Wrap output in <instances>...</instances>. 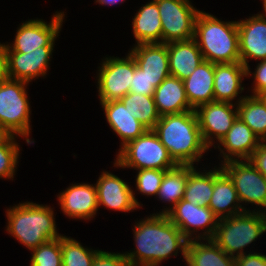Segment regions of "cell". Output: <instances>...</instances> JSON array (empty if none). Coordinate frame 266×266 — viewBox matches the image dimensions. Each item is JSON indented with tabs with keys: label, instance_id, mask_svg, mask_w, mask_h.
<instances>
[{
	"label": "cell",
	"instance_id": "42",
	"mask_svg": "<svg viewBox=\"0 0 266 266\" xmlns=\"http://www.w3.org/2000/svg\"><path fill=\"white\" fill-rule=\"evenodd\" d=\"M13 136V133L0 124V145L6 144Z\"/></svg>",
	"mask_w": 266,
	"mask_h": 266
},
{
	"label": "cell",
	"instance_id": "18",
	"mask_svg": "<svg viewBox=\"0 0 266 266\" xmlns=\"http://www.w3.org/2000/svg\"><path fill=\"white\" fill-rule=\"evenodd\" d=\"M152 85L158 87L170 74L167 44H139L129 51Z\"/></svg>",
	"mask_w": 266,
	"mask_h": 266
},
{
	"label": "cell",
	"instance_id": "31",
	"mask_svg": "<svg viewBox=\"0 0 266 266\" xmlns=\"http://www.w3.org/2000/svg\"><path fill=\"white\" fill-rule=\"evenodd\" d=\"M120 101L148 130H153L160 119L153 96L129 92Z\"/></svg>",
	"mask_w": 266,
	"mask_h": 266
},
{
	"label": "cell",
	"instance_id": "26",
	"mask_svg": "<svg viewBox=\"0 0 266 266\" xmlns=\"http://www.w3.org/2000/svg\"><path fill=\"white\" fill-rule=\"evenodd\" d=\"M198 241H188L187 266H236L235 257L227 255L212 239L206 240V243L201 242V239Z\"/></svg>",
	"mask_w": 266,
	"mask_h": 266
},
{
	"label": "cell",
	"instance_id": "11",
	"mask_svg": "<svg viewBox=\"0 0 266 266\" xmlns=\"http://www.w3.org/2000/svg\"><path fill=\"white\" fill-rule=\"evenodd\" d=\"M166 215L188 240H192V238L204 241L212 239L219 221L209 207L193 205L184 199H181ZM200 229H203V235L195 233ZM194 233L195 237L192 235Z\"/></svg>",
	"mask_w": 266,
	"mask_h": 266
},
{
	"label": "cell",
	"instance_id": "1",
	"mask_svg": "<svg viewBox=\"0 0 266 266\" xmlns=\"http://www.w3.org/2000/svg\"><path fill=\"white\" fill-rule=\"evenodd\" d=\"M133 231L136 250L124 253L132 266H159L179 252L186 260L189 240L166 214H152L138 221Z\"/></svg>",
	"mask_w": 266,
	"mask_h": 266
},
{
	"label": "cell",
	"instance_id": "25",
	"mask_svg": "<svg viewBox=\"0 0 266 266\" xmlns=\"http://www.w3.org/2000/svg\"><path fill=\"white\" fill-rule=\"evenodd\" d=\"M215 63L203 61L188 78L183 80L185 94L190 106H198L214 101Z\"/></svg>",
	"mask_w": 266,
	"mask_h": 266
},
{
	"label": "cell",
	"instance_id": "2",
	"mask_svg": "<svg viewBox=\"0 0 266 266\" xmlns=\"http://www.w3.org/2000/svg\"><path fill=\"white\" fill-rule=\"evenodd\" d=\"M153 131L177 165H194L208 151L195 110L160 116Z\"/></svg>",
	"mask_w": 266,
	"mask_h": 266
},
{
	"label": "cell",
	"instance_id": "3",
	"mask_svg": "<svg viewBox=\"0 0 266 266\" xmlns=\"http://www.w3.org/2000/svg\"><path fill=\"white\" fill-rule=\"evenodd\" d=\"M6 213V231L29 250L62 236L56 230L54 212L48 205L19 203Z\"/></svg>",
	"mask_w": 266,
	"mask_h": 266
},
{
	"label": "cell",
	"instance_id": "35",
	"mask_svg": "<svg viewBox=\"0 0 266 266\" xmlns=\"http://www.w3.org/2000/svg\"><path fill=\"white\" fill-rule=\"evenodd\" d=\"M165 170L141 169L136 176L137 190L147 196H157Z\"/></svg>",
	"mask_w": 266,
	"mask_h": 266
},
{
	"label": "cell",
	"instance_id": "10",
	"mask_svg": "<svg viewBox=\"0 0 266 266\" xmlns=\"http://www.w3.org/2000/svg\"><path fill=\"white\" fill-rule=\"evenodd\" d=\"M220 166L232 179L240 203L266 208V177L249 160L227 161Z\"/></svg>",
	"mask_w": 266,
	"mask_h": 266
},
{
	"label": "cell",
	"instance_id": "41",
	"mask_svg": "<svg viewBox=\"0 0 266 266\" xmlns=\"http://www.w3.org/2000/svg\"><path fill=\"white\" fill-rule=\"evenodd\" d=\"M9 79L7 54L5 44L0 43V83Z\"/></svg>",
	"mask_w": 266,
	"mask_h": 266
},
{
	"label": "cell",
	"instance_id": "38",
	"mask_svg": "<svg viewBox=\"0 0 266 266\" xmlns=\"http://www.w3.org/2000/svg\"><path fill=\"white\" fill-rule=\"evenodd\" d=\"M254 76V89L253 96H263L266 94V60H261L256 66L253 73Z\"/></svg>",
	"mask_w": 266,
	"mask_h": 266
},
{
	"label": "cell",
	"instance_id": "27",
	"mask_svg": "<svg viewBox=\"0 0 266 266\" xmlns=\"http://www.w3.org/2000/svg\"><path fill=\"white\" fill-rule=\"evenodd\" d=\"M132 25L137 45L162 43V24L158 5L154 0L139 9Z\"/></svg>",
	"mask_w": 266,
	"mask_h": 266
},
{
	"label": "cell",
	"instance_id": "24",
	"mask_svg": "<svg viewBox=\"0 0 266 266\" xmlns=\"http://www.w3.org/2000/svg\"><path fill=\"white\" fill-rule=\"evenodd\" d=\"M153 99L160 116L194 110L187 100L184 82L172 75L156 87Z\"/></svg>",
	"mask_w": 266,
	"mask_h": 266
},
{
	"label": "cell",
	"instance_id": "32",
	"mask_svg": "<svg viewBox=\"0 0 266 266\" xmlns=\"http://www.w3.org/2000/svg\"><path fill=\"white\" fill-rule=\"evenodd\" d=\"M100 251L85 248L75 239L61 236L62 266H92Z\"/></svg>",
	"mask_w": 266,
	"mask_h": 266
},
{
	"label": "cell",
	"instance_id": "43",
	"mask_svg": "<svg viewBox=\"0 0 266 266\" xmlns=\"http://www.w3.org/2000/svg\"><path fill=\"white\" fill-rule=\"evenodd\" d=\"M123 3L124 0H96L95 3H99V4H102V5H114V4H118V3Z\"/></svg>",
	"mask_w": 266,
	"mask_h": 266
},
{
	"label": "cell",
	"instance_id": "33",
	"mask_svg": "<svg viewBox=\"0 0 266 266\" xmlns=\"http://www.w3.org/2000/svg\"><path fill=\"white\" fill-rule=\"evenodd\" d=\"M31 252L30 266H62L61 237L39 245Z\"/></svg>",
	"mask_w": 266,
	"mask_h": 266
},
{
	"label": "cell",
	"instance_id": "14",
	"mask_svg": "<svg viewBox=\"0 0 266 266\" xmlns=\"http://www.w3.org/2000/svg\"><path fill=\"white\" fill-rule=\"evenodd\" d=\"M54 46H42L33 51H6L10 79L31 82L46 76Z\"/></svg>",
	"mask_w": 266,
	"mask_h": 266
},
{
	"label": "cell",
	"instance_id": "22",
	"mask_svg": "<svg viewBox=\"0 0 266 266\" xmlns=\"http://www.w3.org/2000/svg\"><path fill=\"white\" fill-rule=\"evenodd\" d=\"M243 77H247V68L241 62L215 63L214 101L233 103L244 90Z\"/></svg>",
	"mask_w": 266,
	"mask_h": 266
},
{
	"label": "cell",
	"instance_id": "23",
	"mask_svg": "<svg viewBox=\"0 0 266 266\" xmlns=\"http://www.w3.org/2000/svg\"><path fill=\"white\" fill-rule=\"evenodd\" d=\"M110 128L120 137L121 146L137 139L148 129L126 109L120 100L100 102Z\"/></svg>",
	"mask_w": 266,
	"mask_h": 266
},
{
	"label": "cell",
	"instance_id": "19",
	"mask_svg": "<svg viewBox=\"0 0 266 266\" xmlns=\"http://www.w3.org/2000/svg\"><path fill=\"white\" fill-rule=\"evenodd\" d=\"M260 142L250 127L237 117L230 130L217 144L224 158L221 162L249 160ZM219 146H223L224 149Z\"/></svg>",
	"mask_w": 266,
	"mask_h": 266
},
{
	"label": "cell",
	"instance_id": "39",
	"mask_svg": "<svg viewBox=\"0 0 266 266\" xmlns=\"http://www.w3.org/2000/svg\"><path fill=\"white\" fill-rule=\"evenodd\" d=\"M249 161L266 177V141H261Z\"/></svg>",
	"mask_w": 266,
	"mask_h": 266
},
{
	"label": "cell",
	"instance_id": "40",
	"mask_svg": "<svg viewBox=\"0 0 266 266\" xmlns=\"http://www.w3.org/2000/svg\"><path fill=\"white\" fill-rule=\"evenodd\" d=\"M236 266H266V255L248 253L235 257Z\"/></svg>",
	"mask_w": 266,
	"mask_h": 266
},
{
	"label": "cell",
	"instance_id": "16",
	"mask_svg": "<svg viewBox=\"0 0 266 266\" xmlns=\"http://www.w3.org/2000/svg\"><path fill=\"white\" fill-rule=\"evenodd\" d=\"M95 185L98 206L103 205L121 212H130L141 207L129 185L110 172L103 171Z\"/></svg>",
	"mask_w": 266,
	"mask_h": 266
},
{
	"label": "cell",
	"instance_id": "5",
	"mask_svg": "<svg viewBox=\"0 0 266 266\" xmlns=\"http://www.w3.org/2000/svg\"><path fill=\"white\" fill-rule=\"evenodd\" d=\"M255 210L219 219L212 240L227 255H244L243 248L266 232V213Z\"/></svg>",
	"mask_w": 266,
	"mask_h": 266
},
{
	"label": "cell",
	"instance_id": "12",
	"mask_svg": "<svg viewBox=\"0 0 266 266\" xmlns=\"http://www.w3.org/2000/svg\"><path fill=\"white\" fill-rule=\"evenodd\" d=\"M195 113L202 139L208 148L213 146L215 138L219 142L227 134L238 117L237 103L233 105L221 101L202 104L195 109Z\"/></svg>",
	"mask_w": 266,
	"mask_h": 266
},
{
	"label": "cell",
	"instance_id": "36",
	"mask_svg": "<svg viewBox=\"0 0 266 266\" xmlns=\"http://www.w3.org/2000/svg\"><path fill=\"white\" fill-rule=\"evenodd\" d=\"M155 89L156 88L152 85L149 78L144 74V71L140 69L136 64L129 92L153 96Z\"/></svg>",
	"mask_w": 266,
	"mask_h": 266
},
{
	"label": "cell",
	"instance_id": "21",
	"mask_svg": "<svg viewBox=\"0 0 266 266\" xmlns=\"http://www.w3.org/2000/svg\"><path fill=\"white\" fill-rule=\"evenodd\" d=\"M167 50L170 74L182 81L204 61L194 38L167 43Z\"/></svg>",
	"mask_w": 266,
	"mask_h": 266
},
{
	"label": "cell",
	"instance_id": "20",
	"mask_svg": "<svg viewBox=\"0 0 266 266\" xmlns=\"http://www.w3.org/2000/svg\"><path fill=\"white\" fill-rule=\"evenodd\" d=\"M208 207L219 219L249 211L240 204L234 183L222 167L214 168V189Z\"/></svg>",
	"mask_w": 266,
	"mask_h": 266
},
{
	"label": "cell",
	"instance_id": "34",
	"mask_svg": "<svg viewBox=\"0 0 266 266\" xmlns=\"http://www.w3.org/2000/svg\"><path fill=\"white\" fill-rule=\"evenodd\" d=\"M15 138L14 135L6 144L0 145V178H14L20 152Z\"/></svg>",
	"mask_w": 266,
	"mask_h": 266
},
{
	"label": "cell",
	"instance_id": "4",
	"mask_svg": "<svg viewBox=\"0 0 266 266\" xmlns=\"http://www.w3.org/2000/svg\"><path fill=\"white\" fill-rule=\"evenodd\" d=\"M194 39L205 61L240 62L237 21L224 22L200 11L195 20Z\"/></svg>",
	"mask_w": 266,
	"mask_h": 266
},
{
	"label": "cell",
	"instance_id": "30",
	"mask_svg": "<svg viewBox=\"0 0 266 266\" xmlns=\"http://www.w3.org/2000/svg\"><path fill=\"white\" fill-rule=\"evenodd\" d=\"M188 180V165H177L164 173L161 181L158 198L170 202L171 208H165L157 214H167L184 197Z\"/></svg>",
	"mask_w": 266,
	"mask_h": 266
},
{
	"label": "cell",
	"instance_id": "15",
	"mask_svg": "<svg viewBox=\"0 0 266 266\" xmlns=\"http://www.w3.org/2000/svg\"><path fill=\"white\" fill-rule=\"evenodd\" d=\"M239 33L240 62L251 74L248 58L266 60V19L260 13L245 20L237 21Z\"/></svg>",
	"mask_w": 266,
	"mask_h": 266
},
{
	"label": "cell",
	"instance_id": "6",
	"mask_svg": "<svg viewBox=\"0 0 266 266\" xmlns=\"http://www.w3.org/2000/svg\"><path fill=\"white\" fill-rule=\"evenodd\" d=\"M116 156L115 167L168 171L177 166L153 130L128 142Z\"/></svg>",
	"mask_w": 266,
	"mask_h": 266
},
{
	"label": "cell",
	"instance_id": "7",
	"mask_svg": "<svg viewBox=\"0 0 266 266\" xmlns=\"http://www.w3.org/2000/svg\"><path fill=\"white\" fill-rule=\"evenodd\" d=\"M28 82L8 79L0 83V124L16 136L25 137L28 144L30 134V103L26 86Z\"/></svg>",
	"mask_w": 266,
	"mask_h": 266
},
{
	"label": "cell",
	"instance_id": "17",
	"mask_svg": "<svg viewBox=\"0 0 266 266\" xmlns=\"http://www.w3.org/2000/svg\"><path fill=\"white\" fill-rule=\"evenodd\" d=\"M60 208L64 215L80 220L93 218L98 211V197L96 185L73 184L58 194Z\"/></svg>",
	"mask_w": 266,
	"mask_h": 266
},
{
	"label": "cell",
	"instance_id": "8",
	"mask_svg": "<svg viewBox=\"0 0 266 266\" xmlns=\"http://www.w3.org/2000/svg\"><path fill=\"white\" fill-rule=\"evenodd\" d=\"M162 24V43L194 38L195 20L200 12L189 0H154Z\"/></svg>",
	"mask_w": 266,
	"mask_h": 266
},
{
	"label": "cell",
	"instance_id": "9",
	"mask_svg": "<svg viewBox=\"0 0 266 266\" xmlns=\"http://www.w3.org/2000/svg\"><path fill=\"white\" fill-rule=\"evenodd\" d=\"M104 60L97 74L100 102L120 100L129 93L136 61L130 53L126 58L106 57Z\"/></svg>",
	"mask_w": 266,
	"mask_h": 266
},
{
	"label": "cell",
	"instance_id": "28",
	"mask_svg": "<svg viewBox=\"0 0 266 266\" xmlns=\"http://www.w3.org/2000/svg\"><path fill=\"white\" fill-rule=\"evenodd\" d=\"M237 99L238 117L250 127L260 141H266V99L252 94Z\"/></svg>",
	"mask_w": 266,
	"mask_h": 266
},
{
	"label": "cell",
	"instance_id": "13",
	"mask_svg": "<svg viewBox=\"0 0 266 266\" xmlns=\"http://www.w3.org/2000/svg\"><path fill=\"white\" fill-rule=\"evenodd\" d=\"M64 17V12H56L49 24L41 19L23 22L16 32L13 44H5V50L33 51L42 46H54Z\"/></svg>",
	"mask_w": 266,
	"mask_h": 266
},
{
	"label": "cell",
	"instance_id": "44",
	"mask_svg": "<svg viewBox=\"0 0 266 266\" xmlns=\"http://www.w3.org/2000/svg\"><path fill=\"white\" fill-rule=\"evenodd\" d=\"M263 1V8L265 11V14H260L264 19H266V0H262Z\"/></svg>",
	"mask_w": 266,
	"mask_h": 266
},
{
	"label": "cell",
	"instance_id": "37",
	"mask_svg": "<svg viewBox=\"0 0 266 266\" xmlns=\"http://www.w3.org/2000/svg\"><path fill=\"white\" fill-rule=\"evenodd\" d=\"M92 266H132L122 253L100 251Z\"/></svg>",
	"mask_w": 266,
	"mask_h": 266
},
{
	"label": "cell",
	"instance_id": "29",
	"mask_svg": "<svg viewBox=\"0 0 266 266\" xmlns=\"http://www.w3.org/2000/svg\"><path fill=\"white\" fill-rule=\"evenodd\" d=\"M214 189V170L198 172L188 165V180L183 199L193 205L208 207Z\"/></svg>",
	"mask_w": 266,
	"mask_h": 266
}]
</instances>
